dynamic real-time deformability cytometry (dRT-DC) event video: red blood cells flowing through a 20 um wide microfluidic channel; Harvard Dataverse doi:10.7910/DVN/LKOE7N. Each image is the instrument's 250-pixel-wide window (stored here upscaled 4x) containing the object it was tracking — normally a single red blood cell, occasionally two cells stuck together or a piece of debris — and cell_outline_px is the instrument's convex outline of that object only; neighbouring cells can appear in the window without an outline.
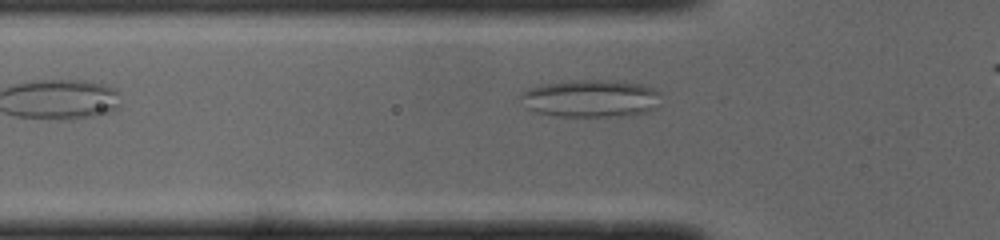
{"species": "common noctule bat (a hibernating species)", "species_latin": "Nyctalus noctula", "temperature_condition": "cold", "stored_images_in_passage": 31, "camera_frame_rate_fps": 3000, "um_per_image_px": 0.085, "animal": {"sex": "male", "body_mass_g": 19.0, "forearm_length_mm": 50.8}, "frame": {"image": 1, "passage_image": 5, "time_ms": 1.333, "image_size_px": [1000, 240], "cell_outline_px": [[660, 104], [656, 108], [648, 112], [632, 116], [556, 116], [536, 112], [528, 108], [520, 96], [528, 88], [540, 84], [572, 80], [620, 80], [648, 84], [656, 88], [660, 92]], "centroid_in_image_um": [50.33, 8.35], "position_along_channel_um": 75.5, "area_um2": 31.39}}